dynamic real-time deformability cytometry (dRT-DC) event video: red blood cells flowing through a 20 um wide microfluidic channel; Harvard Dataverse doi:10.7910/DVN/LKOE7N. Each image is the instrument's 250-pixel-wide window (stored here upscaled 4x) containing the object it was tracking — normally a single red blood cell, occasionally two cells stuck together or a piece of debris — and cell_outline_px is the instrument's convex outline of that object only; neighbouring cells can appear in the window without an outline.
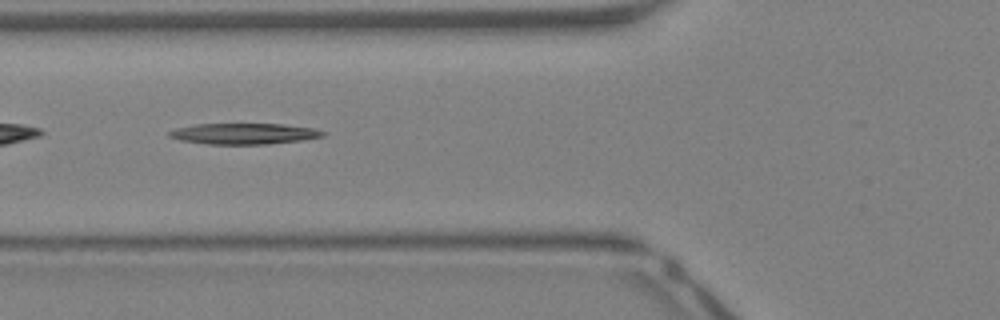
{"species": "Egyptian fruit bat (a non-hibernating species)", "species_latin": "Rousettus aegyptiacus", "temperature_condition": "warm", "stored_images_in_passage": 31, "camera_frame_rate_fps": 3000, "um_per_image_px": 0.085, "animal": {"sex": "female"}, "frame": {"image": 1, "passage_image": 4, "time_ms": 1.0, "image_size_px": [1000, 320], "cell_outline_px": [[324, 136], [300, 140], [264, 144], [208, 144], [180, 140], [168, 136], [168, 132], [176, 128], [196, 124], [280, 124], [312, 128], [324, 132]], "centroid_in_image_um": [20.68, 11.36], "position_along_channel_um": 105.1, "area_um2": 18.44}}
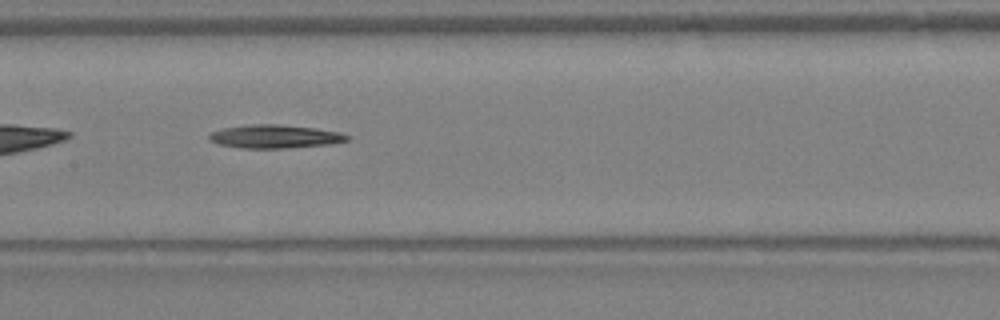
{"frame": {"image": 2, "passage_image": 9, "time_ms": 2.667, "image_size_px": [1000, 320], "cell_outline_px": [[352, 136], [348, 140], [332, 144], [288, 148], [240, 148], [220, 144], [208, 140], [208, 136], [212, 132], [224, 128], [252, 124], [276, 124], [316, 128], [340, 132]], "centroid_in_image_um": [23.41, 11.6], "position_along_channel_um": 184.0, "area_um2": 18.84}}
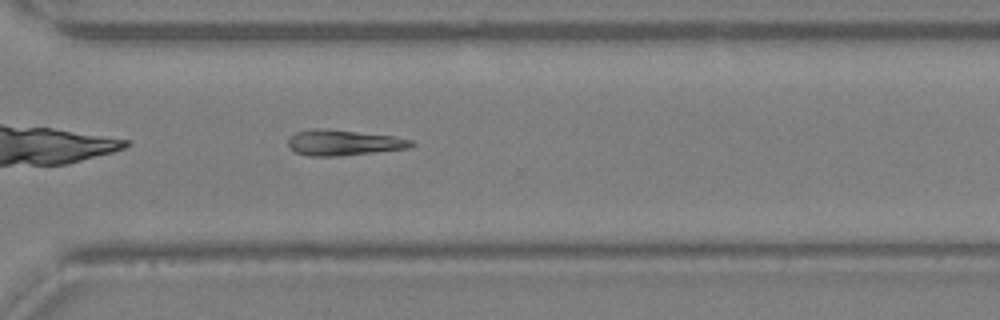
{"frame": {"image": 3, "passage_image": 19, "time_ms": 6.0, "image_size_px": [1000, 320], "cell_outline_px": [[416, 144], [412, 148], [340, 156], [308, 156], [296, 152], [288, 148], [288, 140], [296, 132], [312, 128], [324, 128], [392, 136], [412, 140]], "centroid_in_image_um": [29.21, 12.13], "position_along_channel_um": 341.4, "area_um2": 18.5}, "authors_computed_cell_mechanics": {"area_um2": 18.2648, "velocity_mm_per_s": 4.7364, "shape_relaxation_time_tau1_ms": 7.7888, "shape_relaxation_time_tau2_ms": null, "deformation_change_tau1": 0.2145, "deformation_change_tau2": null}}